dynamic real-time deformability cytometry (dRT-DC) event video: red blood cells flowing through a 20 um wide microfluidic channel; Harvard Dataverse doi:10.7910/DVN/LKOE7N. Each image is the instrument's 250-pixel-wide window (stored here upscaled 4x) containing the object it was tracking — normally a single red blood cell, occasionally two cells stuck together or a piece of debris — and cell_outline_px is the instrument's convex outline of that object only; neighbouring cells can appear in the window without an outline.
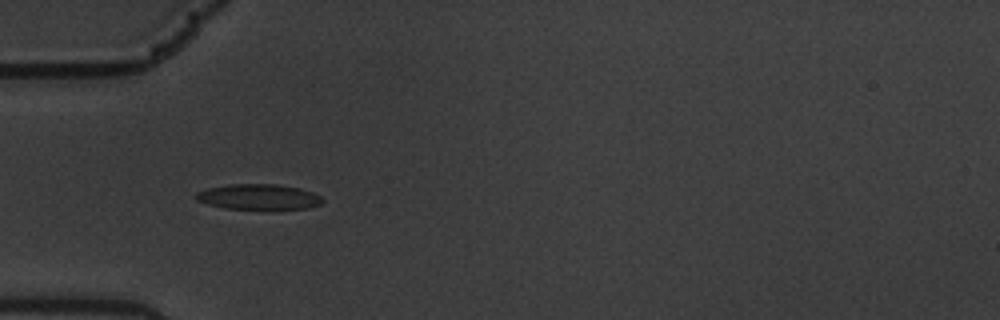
{"species": "common noctule bat (a hibernating species)", "species_latin": "Nyctalus noctula", "temperature_condition": "warm", "stored_images_in_passage": 42, "camera_frame_rate_fps": 3000, "um_per_image_px": 0.085, "animal": {"sex": "male", "body_mass_g": 19.5, "forearm_length_mm": 54.6}, "frame": {"image": 1, "passage_image": 1, "time_ms": 0.0, "image_size_px": [1000, 320], "cell_outline_px": [[324, 200], [320, 204], [308, 208], [224, 208], [208, 204], [196, 200], [192, 196], [196, 192], [208, 188], [232, 184], [276, 184], [300, 188], [312, 192], [320, 196]], "centroid_in_image_um": [21.94, 16.72], "position_along_channel_um": 63.1, "area_um2": 18.5}}
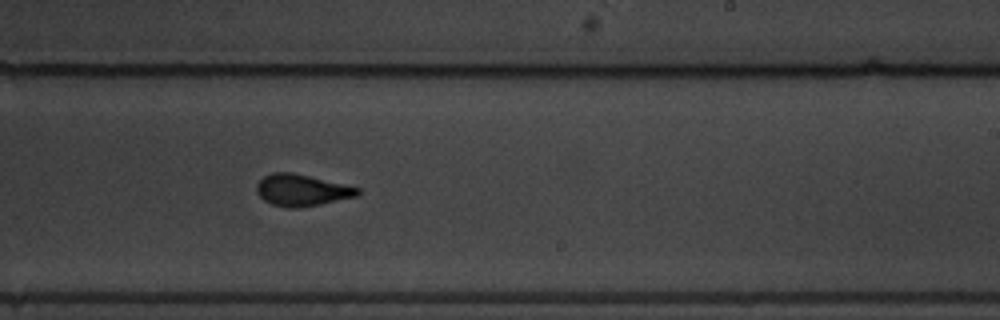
{"frame": {"image": 2, "passage_image": 19, "time_ms": 6.0, "image_size_px": [1000, 320], "cell_outline_px": [[360, 192], [356, 196], [320, 204], [296, 208], [288, 208], [272, 204], [264, 200], [256, 192], [256, 184], [264, 176], [272, 172], [292, 172], [360, 188]], "centroid_in_image_um": [25.61, 16.16], "position_along_channel_um": 263.4, "area_um2": 18.44}}
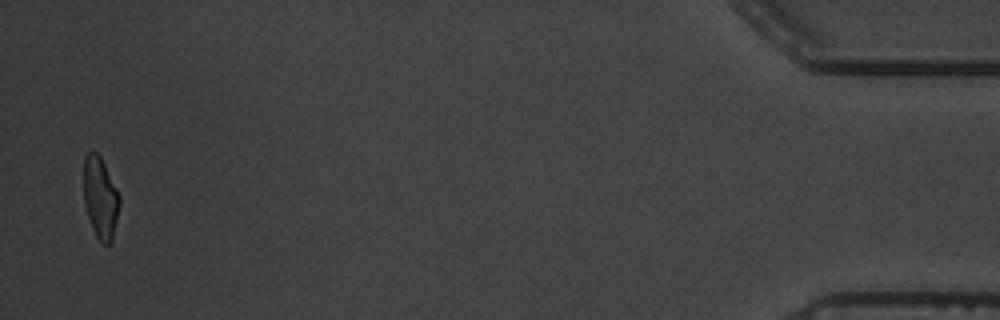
{"frame": {"image": 3, "passage_image": 41, "time_ms": 13.333, "image_size_px": [1000, 320], "cell_outline_px": [[120, 204], [112, 240], [108, 244], [104, 244], [96, 236], [92, 228], [84, 204], [84, 156], [88, 152], [96, 152], [100, 156], [120, 196]], "centroid_in_image_um": [8.52, 16.81], "position_along_channel_um": 426.7, "area_um2": 16.82}, "authors_computed_cell_mechanics": {"area_um2": 18.3804, "velocity_mm_per_s": 3.3796, "shape_relaxation_time_tau1_ms": 4.5847, "shape_relaxation_time_tau2_ms": 1.5798, "deformation_change_tau1": 0.1782, "deformation_change_tau2": 0.0831}}